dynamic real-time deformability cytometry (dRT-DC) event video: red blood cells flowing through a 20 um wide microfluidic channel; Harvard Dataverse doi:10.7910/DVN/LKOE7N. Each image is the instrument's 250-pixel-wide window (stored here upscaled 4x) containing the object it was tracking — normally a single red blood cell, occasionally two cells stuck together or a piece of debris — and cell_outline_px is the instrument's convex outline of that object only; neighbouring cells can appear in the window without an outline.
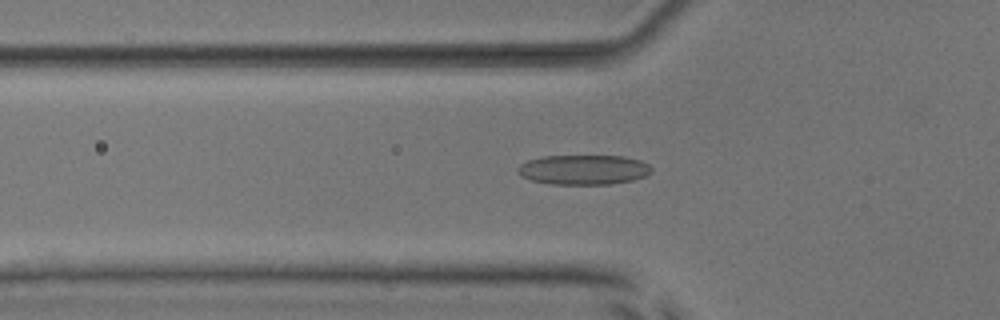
{"species": "common noctule bat (a hibernating species)", "species_latin": "Nyctalus noctula", "temperature_condition": "room temperature", "stored_images_in_passage": 54, "camera_frame_rate_fps": 3000, "um_per_image_px": 0.085, "animal": {"sex": "male", "body_mass_g": 17.9, "forearm_length_mm": 54.2}, "frame": {"image": 1, "passage_image": 19, "time_ms": 6.0, "image_size_px": [1000, 320], "cell_outline_px": [[652, 172], [644, 176], [632, 180], [612, 184], [552, 184], [532, 180], [520, 176], [516, 168], [520, 164], [528, 160], [544, 156], [624, 156], [640, 160], [648, 164], [652, 168]], "centroid_in_image_um": [49.6, 14.42], "position_along_channel_um": 76.2, "area_um2": 23.24}}
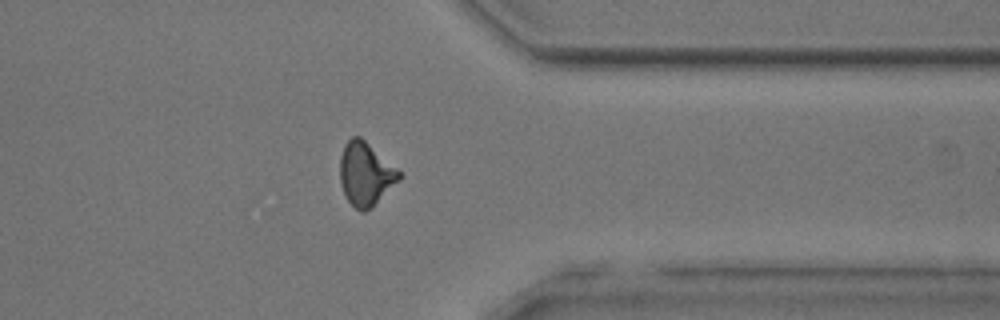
{"frame": {"image": 2, "passage_image": 43, "time_ms": 14.0, "image_size_px": [1000, 320], "cell_outline_px": [[400, 180], [372, 208], [364, 212], [360, 212], [348, 200], [344, 192], [340, 180], [340, 156], [344, 144], [352, 136], [360, 136], [396, 168], [400, 172]], "centroid_in_image_um": [31.06, 14.8], "position_along_channel_um": 380.3, "area_um2": 21.68}}
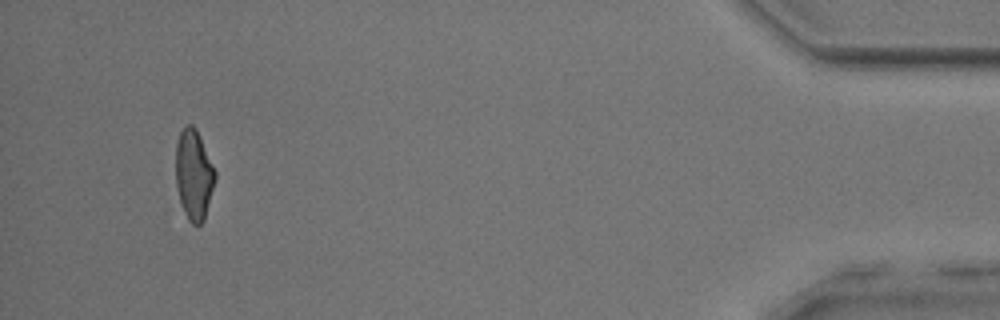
{"frame": {"image": 3, "passage_image": 51, "time_ms": 16.667, "image_size_px": [1000, 320], "cell_outline_px": [[216, 176], [204, 220], [200, 224], [192, 224], [188, 220], [180, 204], [176, 188], [176, 144], [180, 132], [184, 124], [192, 124], [196, 128], [200, 136], [216, 172]], "centroid_in_image_um": [16.45, 14.83], "position_along_channel_um": 418.7, "area_um2": 20.75}, "authors_computed_cell_mechanics": {"area_um2": 21.7328, "velocity_mm_per_s": 3.8795, "shape_relaxation_time_tau1_ms": 6.7186, "shape_relaxation_time_tau2_ms": 2.974, "deformation_change_tau1": 0.1787, "deformation_change_tau2": 0.1158}}